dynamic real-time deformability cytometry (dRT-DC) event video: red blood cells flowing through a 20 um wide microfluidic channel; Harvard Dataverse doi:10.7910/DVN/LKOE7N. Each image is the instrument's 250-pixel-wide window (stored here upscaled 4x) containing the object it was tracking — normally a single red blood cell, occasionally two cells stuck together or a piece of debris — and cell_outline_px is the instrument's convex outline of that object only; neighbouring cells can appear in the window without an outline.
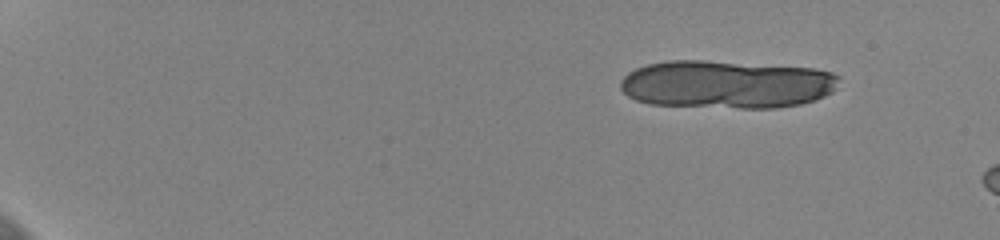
{"species": "human", "species_latin": "Homo sapiens", "temperature_condition": "cold", "stored_images_in_passage": 6, "camera_frame_rate_fps": 3000, "um_per_image_px": 0.085, "donor": {"sex": "female"}, "frame": {"image": 1, "passage_image": 1, "time_ms": 0.0, "image_size_px": [1000, 240], "cell_outline_px": [[840, 76], [836, 88], [832, 92], [824, 96], [800, 104], [776, 108], [740, 108], [648, 104], [636, 100], [628, 96], [620, 88], [620, 80], [628, 72], [636, 68], [648, 64], [668, 60], [704, 60], [812, 68], [832, 72]], "centroid_in_image_um": [61.74, 7.17], "position_along_channel_um": 23.3, "area_um2": 61.44}}